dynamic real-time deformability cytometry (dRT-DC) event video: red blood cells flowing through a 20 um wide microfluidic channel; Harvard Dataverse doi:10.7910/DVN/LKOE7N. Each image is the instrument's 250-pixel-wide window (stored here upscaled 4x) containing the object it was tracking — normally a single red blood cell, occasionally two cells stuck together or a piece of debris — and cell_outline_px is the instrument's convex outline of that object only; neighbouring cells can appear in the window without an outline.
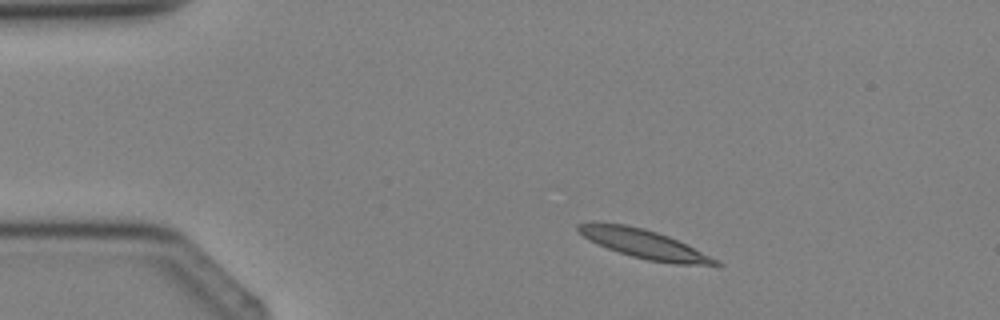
{"species": "Egyptian fruit bat (a non-hibernating species)", "species_latin": "Rousettus aegyptiacus", "temperature_condition": "cold", "stored_images_in_passage": 3, "camera_frame_rate_fps": 3000, "um_per_image_px": 0.085, "animal": {"sex": "female"}, "frame": {"image": 1, "passage_image": 2, "time_ms": 1.0, "image_size_px": [1000, 320], "cell_outline_px": [[724, 264], [720, 268], [676, 264], [648, 260], [632, 256], [596, 244], [588, 240], [576, 228], [576, 224], [592, 220], [596, 220], [624, 224], [644, 228], [668, 236], [720, 260]], "centroid_in_image_um": [54.8, 20.74], "position_along_channel_um": 30.2, "area_um2": 23.81}}
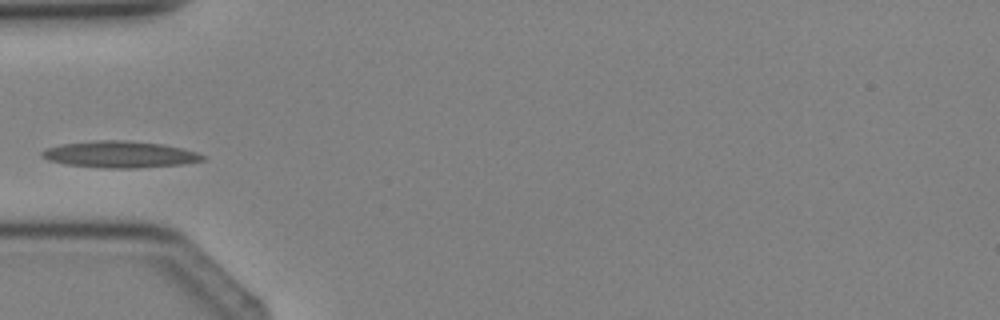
{"frame": {"image": 2, "passage_image": 3, "time_ms": 3.0, "image_size_px": [1000, 320], "cell_outline_px": [[208, 160], [184, 164], [136, 168], [100, 168], [68, 164], [48, 160], [40, 156], [40, 152], [44, 148], [64, 144], [96, 140], [128, 140], [164, 144], [196, 152], [204, 156]], "centroid_in_image_um": [10.2, 13.12], "position_along_channel_um": 74.8, "area_um2": 25.03}}